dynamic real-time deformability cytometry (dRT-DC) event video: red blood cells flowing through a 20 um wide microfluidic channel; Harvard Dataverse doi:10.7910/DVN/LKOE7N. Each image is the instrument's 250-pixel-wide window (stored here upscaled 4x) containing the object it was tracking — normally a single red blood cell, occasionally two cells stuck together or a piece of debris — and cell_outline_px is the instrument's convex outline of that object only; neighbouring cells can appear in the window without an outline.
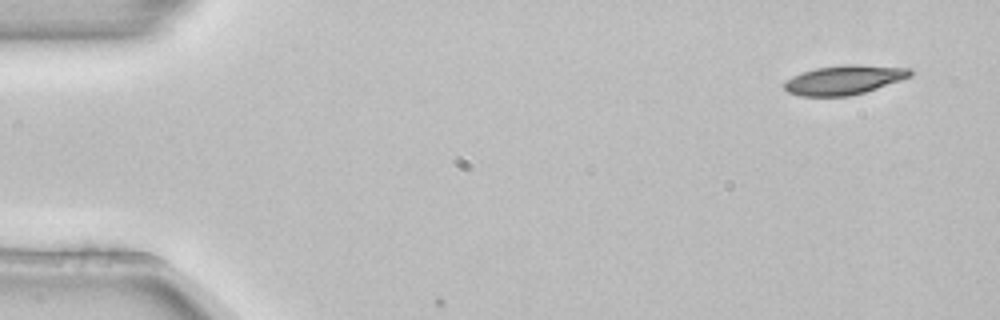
{"species": "common noctule bat (a hibernating species)", "species_latin": "Nyctalus noctula", "temperature_condition": "room temperature", "stored_images_in_passage": 3, "camera_frame_rate_fps": 3000, "um_per_image_px": 0.085, "animal": {"sex": "female", "body_mass_g": 22.7, "forearm_length_mm": 54.2}, "frame": {"image": 1, "passage_image": 1, "time_ms": 0.0, "image_size_px": [1000, 320], "cell_outline_px": [[912, 76], [864, 92], [848, 96], [800, 96], [788, 92], [784, 88], [784, 80], [800, 72], [816, 68], [844, 64], [856, 64], [912, 68]], "centroid_in_image_um": [71.72, 6.78], "position_along_channel_um": 13.3, "area_um2": 21.56}}